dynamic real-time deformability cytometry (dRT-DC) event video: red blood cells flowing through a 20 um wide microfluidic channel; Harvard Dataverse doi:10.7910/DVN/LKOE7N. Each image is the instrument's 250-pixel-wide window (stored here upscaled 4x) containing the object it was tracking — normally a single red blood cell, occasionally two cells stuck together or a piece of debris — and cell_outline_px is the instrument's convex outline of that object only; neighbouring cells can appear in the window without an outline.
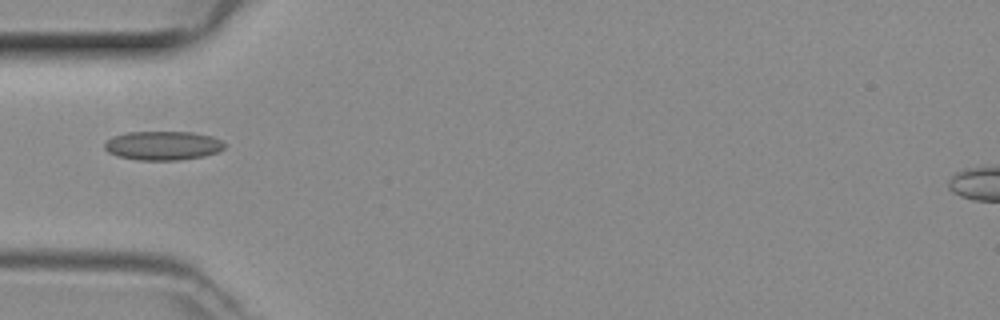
{"species": "common noctule bat (a hibernating species)", "species_latin": "Nyctalus noctula", "temperature_condition": "room temperature", "stored_images_in_passage": 32, "camera_frame_rate_fps": 3000, "um_per_image_px": 0.085, "animal": {"sex": "female", "body_mass_g": 29.2, "forearm_length_mm": 56.3}, "frame": {"image": 1, "passage_image": 1, "time_ms": 0.0, "image_size_px": [1000, 320], "cell_outline_px": [[224, 148], [216, 152], [204, 156], [176, 160], [136, 160], [120, 156], [108, 152], [104, 148], [104, 144], [108, 140], [116, 136], [128, 132], [192, 132], [212, 136], [220, 140], [224, 144]], "centroid_in_image_um": [13.85, 12.37], "position_along_channel_um": 71.2, "area_um2": 20.0}}
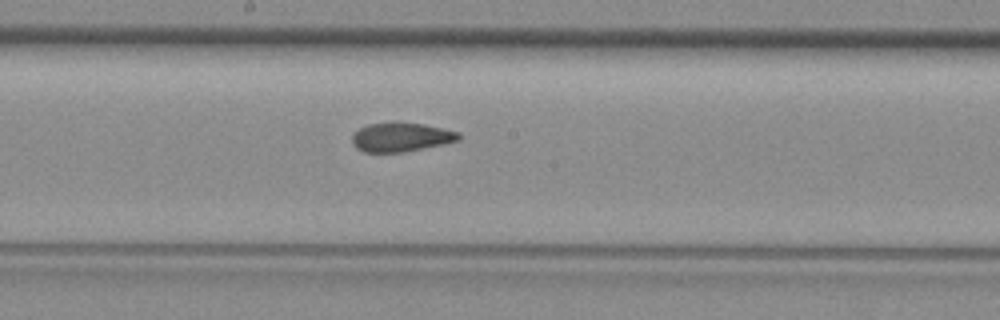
{"frame": {"image": 2, "passage_image": 11, "time_ms": 3.333, "image_size_px": [1000, 320], "cell_outline_px": [[460, 140], [444, 144], [404, 152], [364, 152], [356, 148], [352, 144], [352, 136], [360, 128], [368, 124], [424, 124], [444, 128], [460, 132]], "centroid_in_image_um": [34.12, 11.68], "position_along_channel_um": 214.1, "area_um2": 17.69}}
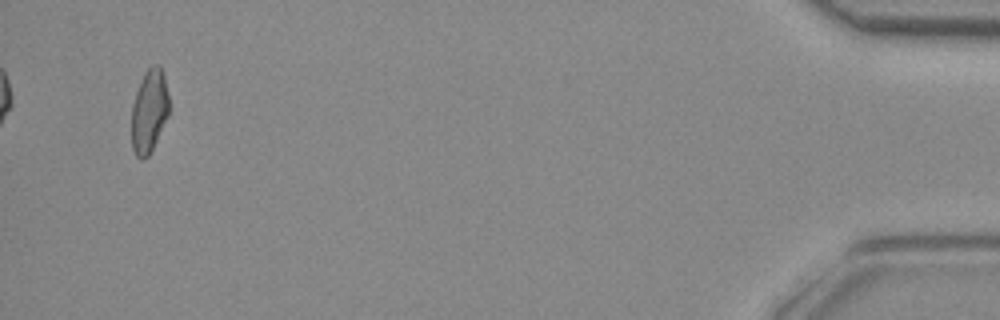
{"frame": {"image": 3, "passage_image": 32, "time_ms": 10.333, "image_size_px": [1000, 320], "cell_outline_px": [[168, 116], [148, 156], [144, 160], [140, 160], [136, 156], [132, 148], [132, 104], [136, 92], [144, 72], [152, 64], [160, 64], [164, 76], [168, 96]], "centroid_in_image_um": [12.67, 9.43], "position_along_channel_um": 422.5, "area_um2": 18.09}}